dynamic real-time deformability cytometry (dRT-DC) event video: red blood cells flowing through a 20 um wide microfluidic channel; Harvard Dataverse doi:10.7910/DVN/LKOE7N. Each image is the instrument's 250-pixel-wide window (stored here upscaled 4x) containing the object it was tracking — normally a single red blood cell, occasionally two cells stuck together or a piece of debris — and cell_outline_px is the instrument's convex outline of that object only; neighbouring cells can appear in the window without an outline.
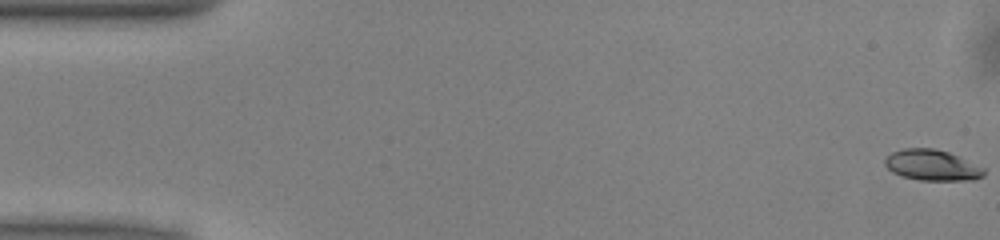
{"species": "common noctule bat (a hibernating species)", "species_latin": "Nyctalus noctula", "temperature_condition": "warm", "stored_images_in_passage": 52, "camera_frame_rate_fps": 3000, "um_per_image_px": 0.085, "animal": {"sex": "male", "body_mass_g": 13.0, "forearm_length_mm": 53.1}, "frame": {"image": 1, "passage_image": 1, "time_ms": 0.0, "image_size_px": [1000, 240], "cell_outline_px": [[984, 176], [972, 180], [920, 180], [904, 176], [892, 172], [884, 164], [884, 156], [892, 152], [904, 148], [932, 148], [948, 152], [984, 168]], "centroid_in_image_um": [79.18, 14.03], "position_along_channel_um": 5.8, "area_um2": 17.63}}
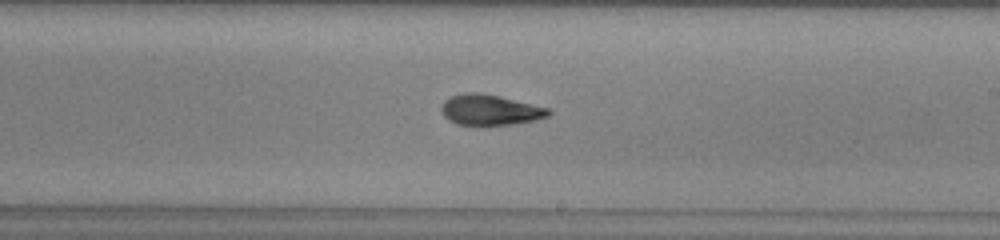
{"frame": {"image": 2, "passage_image": 30, "time_ms": 9.667, "image_size_px": [1000, 240], "cell_outline_px": [[552, 112], [548, 116], [536, 120], [512, 124], [456, 124], [448, 120], [444, 116], [440, 108], [444, 100], [452, 96], [464, 92], [476, 92], [500, 96], [548, 108]], "centroid_in_image_um": [41.64, 9.33], "position_along_channel_um": 247.4, "area_um2": 18.9}}
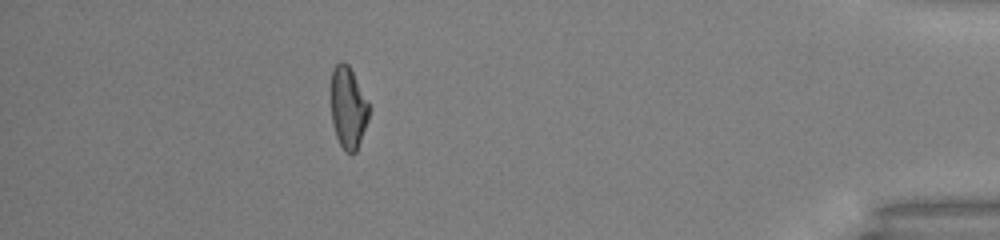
{"frame": {"image": 3, "passage_image": 46, "time_ms": 15.0, "image_size_px": [1000, 240], "cell_outline_px": [[372, 108], [368, 120], [356, 152], [344, 152], [336, 136], [332, 124], [332, 68], [340, 60], [344, 60], [348, 64], [368, 100]], "centroid_in_image_um": [29.62, 9.14], "position_along_channel_um": 405.6, "area_um2": 18.26}, "authors_computed_cell_mechanics": {"area_um2": 18.9584, "velocity_mm_per_s": 4.0161, "shape_relaxation_time_tau1_ms": 4.8677, "shape_relaxation_time_tau2_ms": 3.1481, "deformation_change_tau1": 0.17, "deformation_change_tau2": 0.0992}}